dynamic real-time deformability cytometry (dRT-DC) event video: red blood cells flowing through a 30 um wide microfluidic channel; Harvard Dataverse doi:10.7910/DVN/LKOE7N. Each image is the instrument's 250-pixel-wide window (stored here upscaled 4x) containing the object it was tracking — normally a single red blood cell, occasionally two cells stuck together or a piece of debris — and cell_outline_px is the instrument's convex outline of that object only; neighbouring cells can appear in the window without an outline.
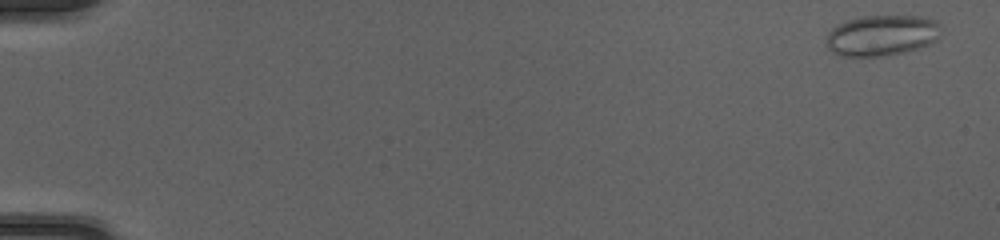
{"species": "common noctule bat (a hibernating species)", "species_latin": "Nyctalus noctula", "temperature_condition": "cold", "stored_images_in_passage": 50, "camera_frame_rate_fps": 3000, "um_per_image_px": 0.085, "animal": {"sex": "female", "body_mass_g": 20.0, "forearm_length_mm": 54.0}, "frame": {"image": 1, "passage_image": 2, "time_ms": 0.333, "image_size_px": [1000, 240], "cell_outline_px": [[940, 36], [936, 40], [928, 44], [904, 52], [880, 56], [840, 56], [832, 52], [828, 48], [824, 40], [828, 32], [832, 28], [848, 20], [860, 16], [920, 16], [936, 20]], "centroid_in_image_um": [74.9, 3.01], "position_along_channel_um": 10.1, "area_um2": 27.17}}
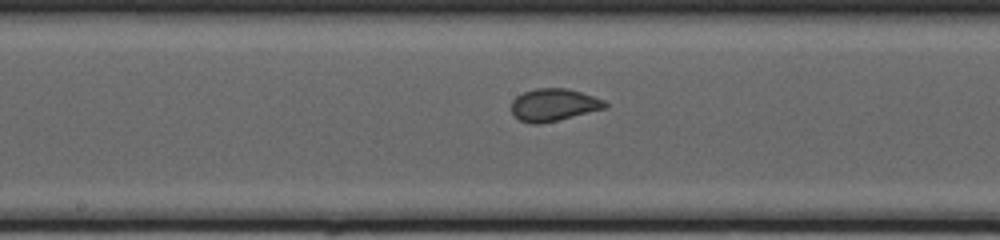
{"frame": {"image": 2, "passage_image": 28, "time_ms": 9.0, "image_size_px": [1000, 240], "cell_outline_px": [[608, 108], [540, 124], [532, 124], [520, 120], [512, 112], [512, 100], [516, 96], [524, 92], [536, 88], [568, 88], [604, 100], [608, 104]], "centroid_in_image_um": [47.08, 8.91], "position_along_channel_um": 201.1, "area_um2": 17.63}}
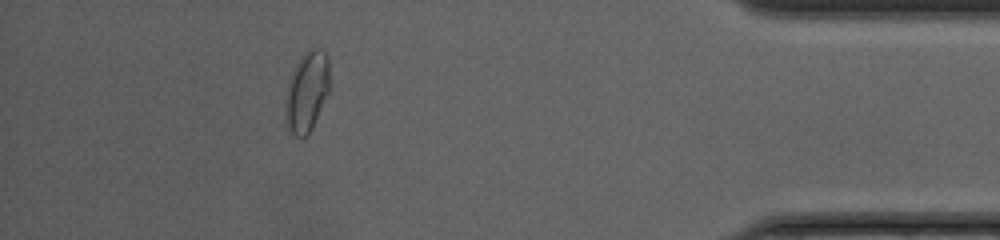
{"frame": {"image": 3, "passage_image": 46, "time_ms": 15.0, "image_size_px": [1000, 240], "cell_outline_px": [[328, 92], [312, 128], [304, 136], [296, 136], [288, 128], [288, 80], [296, 64], [304, 52], [308, 48], [320, 48], [328, 56]], "centroid_in_image_um": [26.12, 7.7], "position_along_channel_um": 409.1, "area_um2": 19.71}, "authors_computed_cell_mechanics": {"area_um2": 19.3052, "velocity_mm_per_s": 4.1882, "shape_relaxation_time_tau1_ms": 6.0979, "shape_relaxation_time_tau2_ms": null, "deformation_change_tau1": 0.1399, "deformation_change_tau2": null}}